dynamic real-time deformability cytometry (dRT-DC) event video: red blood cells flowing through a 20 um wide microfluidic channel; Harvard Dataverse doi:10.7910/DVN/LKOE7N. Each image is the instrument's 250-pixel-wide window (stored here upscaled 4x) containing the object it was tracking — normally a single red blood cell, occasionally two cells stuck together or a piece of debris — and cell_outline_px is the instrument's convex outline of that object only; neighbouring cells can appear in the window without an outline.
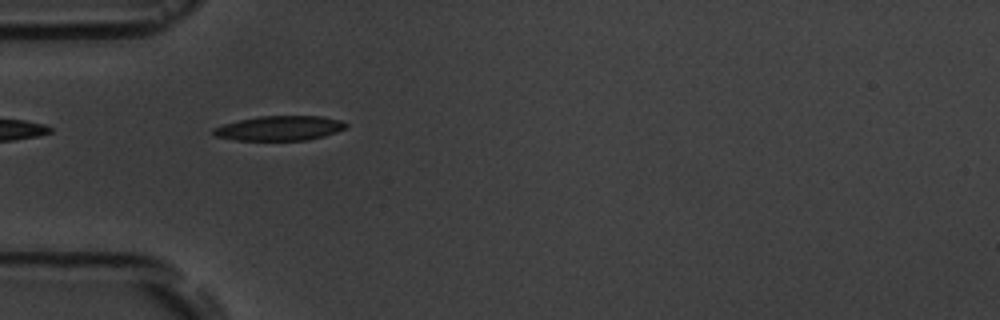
{"species": "common noctule bat (a hibernating species)", "species_latin": "Nyctalus noctula", "temperature_condition": "room temperature", "stored_images_in_passage": 2, "camera_frame_rate_fps": 3000, "um_per_image_px": 0.085, "animal": {"sex": "male", "body_mass_g": 19.5, "forearm_length_mm": 54.6}, "frame": {"image": 1, "passage_image": 1, "time_ms": 0.0, "image_size_px": [1000, 320], "cell_outline_px": [[348, 124], [344, 128], [336, 132], [324, 136], [308, 140], [236, 140], [212, 136], [212, 128], [224, 124], [240, 120], [260, 116], [320, 116], [344, 120]], "centroid_in_image_um": [23.76, 10.9], "position_along_channel_um": 61.2, "area_um2": 19.13}}
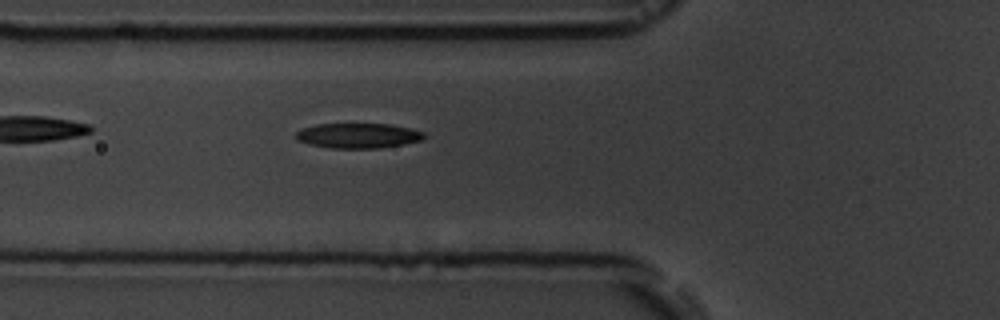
{"frame": {"image": 2, "passage_image": 2, "time_ms": 1.0, "image_size_px": [1000, 320], "cell_outline_px": [[424, 136], [420, 140], [404, 144], [380, 148], [328, 148], [308, 144], [296, 140], [296, 132], [300, 128], [316, 124], [392, 124], [424, 132]], "centroid_in_image_um": [30.38, 11.53], "position_along_channel_um": 95.4, "area_um2": 18.73}}